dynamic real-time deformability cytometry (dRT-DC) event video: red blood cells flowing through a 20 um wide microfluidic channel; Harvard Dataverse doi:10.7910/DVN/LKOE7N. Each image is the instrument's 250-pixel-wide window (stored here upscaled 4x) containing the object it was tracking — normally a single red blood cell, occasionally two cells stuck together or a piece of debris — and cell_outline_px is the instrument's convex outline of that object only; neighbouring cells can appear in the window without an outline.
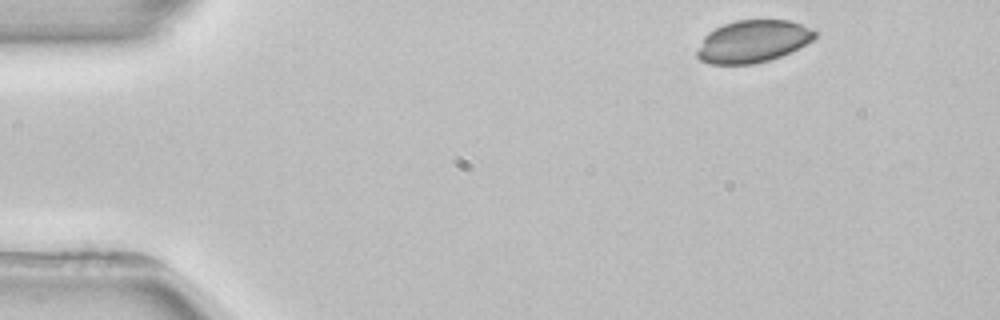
{"species": "common noctule bat (a hibernating species)", "species_latin": "Nyctalus noctula", "temperature_condition": "room temperature", "stored_images_in_passage": 3, "camera_frame_rate_fps": 3000, "um_per_image_px": 0.085, "animal": {"sex": "female", "body_mass_g": 22.7, "forearm_length_mm": 54.2}, "frame": {"image": 1, "passage_image": 1, "time_ms": 0.0, "image_size_px": [1000, 320], "cell_outline_px": [[816, 36], [812, 40], [780, 56], [768, 60], [752, 64], [708, 64], [700, 60], [696, 56], [696, 52], [704, 36], [708, 32], [724, 24], [736, 20], [788, 20], [812, 28], [816, 32]], "centroid_in_image_um": [63.95, 3.51], "position_along_channel_um": 21.0, "area_um2": 28.78}}
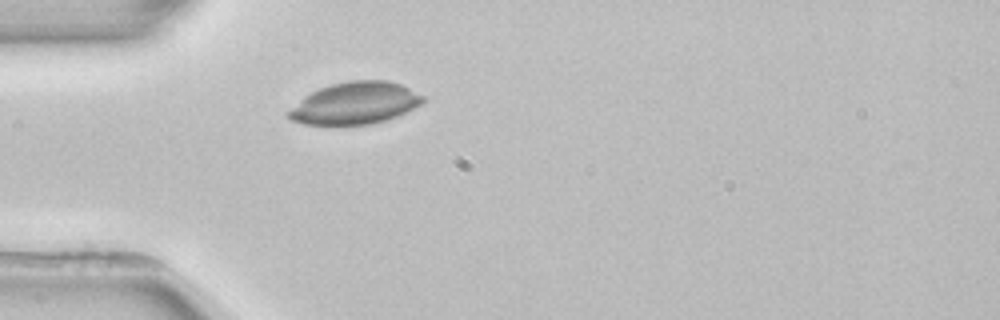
{"frame": {"image": 2, "passage_image": 3, "time_ms": 3.0, "image_size_px": [1000, 320], "cell_outline_px": [[424, 100], [420, 104], [396, 116], [372, 124], [336, 128], [304, 124], [292, 120], [284, 116], [284, 112], [304, 96], [320, 88], [332, 84], [348, 80], [388, 80], [400, 84], [424, 96]], "centroid_in_image_um": [30.07, 8.82], "position_along_channel_um": 54.9, "area_um2": 33.7}}